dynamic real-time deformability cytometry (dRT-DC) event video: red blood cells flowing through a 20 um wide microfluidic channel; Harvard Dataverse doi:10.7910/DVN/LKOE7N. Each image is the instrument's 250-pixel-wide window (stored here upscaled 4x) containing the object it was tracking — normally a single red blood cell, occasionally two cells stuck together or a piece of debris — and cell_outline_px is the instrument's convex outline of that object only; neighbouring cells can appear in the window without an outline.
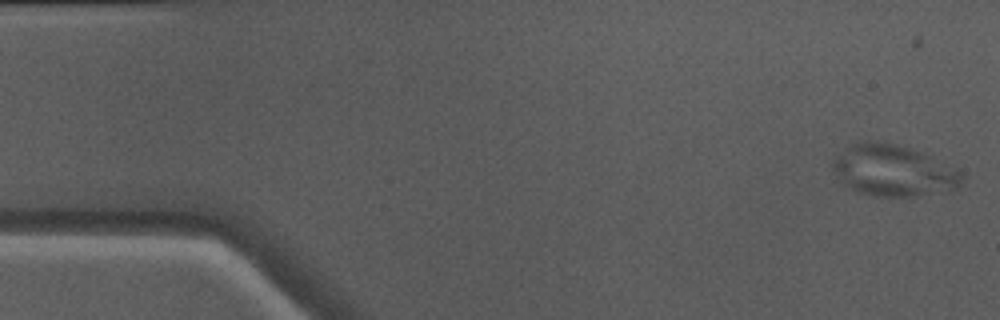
{"species": "Egyptian fruit bat (a non-hibernating species)", "species_latin": "Rousettus aegyptiacus", "temperature_condition": "warm", "stored_images_in_passage": 49, "camera_frame_rate_fps": 3000, "um_per_image_px": 0.085, "animal": {"sex": "male"}, "frame": {"image": 1, "passage_image": 1, "time_ms": 0.0, "image_size_px": [1000, 320], "cell_outline_px": [[960, 188], [916, 196], [876, 196], [856, 192], [844, 184], [840, 180], [828, 164], [836, 156], [848, 148], [856, 144], [868, 140], [880, 140], [912, 148], [932, 156], [956, 168], [960, 172]], "centroid_in_image_um": [75.91, 14.49], "position_along_channel_um": 9.1, "area_um2": 38.61}}
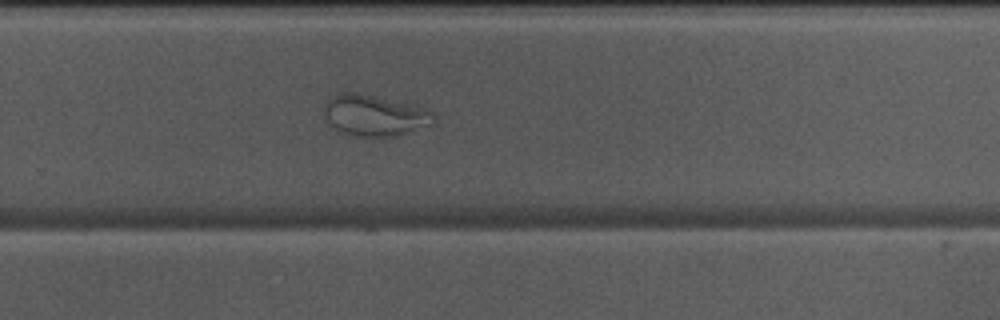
{"frame": {"image": 2, "passage_image": 32, "time_ms": 10.333, "image_size_px": [1000, 320], "cell_outline_px": [[436, 120], [432, 124], [396, 136], [372, 140], [348, 136], [340, 132], [324, 116], [324, 104], [332, 96], [344, 92], [356, 92], [408, 104], [424, 108], [432, 112], [436, 116]], "centroid_in_image_um": [31.82, 9.87], "position_along_channel_um": 298.0, "area_um2": 26.65}}
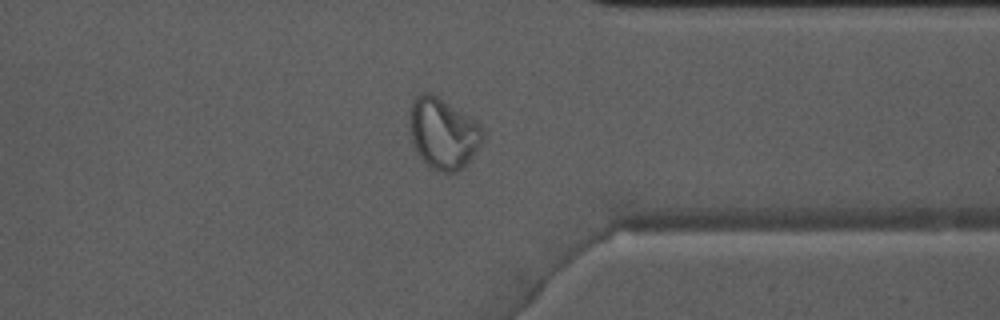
{"frame": {"image": 3, "passage_image": 38, "time_ms": 12.333, "image_size_px": [1000, 320], "cell_outline_px": [[488, 136], [464, 168], [456, 172], [440, 172], [424, 164], [416, 152], [412, 144], [408, 116], [412, 104], [416, 96], [420, 92], [432, 92], [480, 124]], "centroid_in_image_um": [37.68, 11.35], "position_along_channel_um": 373.7, "area_um2": 30.92}}